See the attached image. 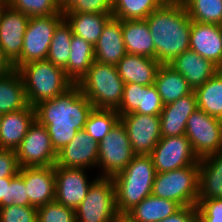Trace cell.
Returning a JSON list of instances; mask_svg holds the SVG:
<instances>
[{"mask_svg":"<svg viewBox=\"0 0 222 222\" xmlns=\"http://www.w3.org/2000/svg\"><path fill=\"white\" fill-rule=\"evenodd\" d=\"M35 119L48 131L56 152L68 145L79 130L85 128L93 110L92 102L74 84L63 94L34 106Z\"/></svg>","mask_w":222,"mask_h":222,"instance_id":"1","label":"cell"},{"mask_svg":"<svg viewBox=\"0 0 222 222\" xmlns=\"http://www.w3.org/2000/svg\"><path fill=\"white\" fill-rule=\"evenodd\" d=\"M155 45V59L169 64L189 50L192 20L181 4H163L145 19Z\"/></svg>","mask_w":222,"mask_h":222,"instance_id":"2","label":"cell"},{"mask_svg":"<svg viewBox=\"0 0 222 222\" xmlns=\"http://www.w3.org/2000/svg\"><path fill=\"white\" fill-rule=\"evenodd\" d=\"M156 173L150 155H134L131 162L112 177L117 211L120 215H126L152 194Z\"/></svg>","mask_w":222,"mask_h":222,"instance_id":"3","label":"cell"},{"mask_svg":"<svg viewBox=\"0 0 222 222\" xmlns=\"http://www.w3.org/2000/svg\"><path fill=\"white\" fill-rule=\"evenodd\" d=\"M18 71L24 82L28 104L33 107L63 94L74 85L63 68L48 60L26 63Z\"/></svg>","mask_w":222,"mask_h":222,"instance_id":"4","label":"cell"},{"mask_svg":"<svg viewBox=\"0 0 222 222\" xmlns=\"http://www.w3.org/2000/svg\"><path fill=\"white\" fill-rule=\"evenodd\" d=\"M124 84L116 65L94 61L77 85L94 108L117 110L122 101Z\"/></svg>","mask_w":222,"mask_h":222,"instance_id":"5","label":"cell"},{"mask_svg":"<svg viewBox=\"0 0 222 222\" xmlns=\"http://www.w3.org/2000/svg\"><path fill=\"white\" fill-rule=\"evenodd\" d=\"M199 185V163L172 171L156 173L152 195L173 200L181 207L196 206Z\"/></svg>","mask_w":222,"mask_h":222,"instance_id":"6","label":"cell"},{"mask_svg":"<svg viewBox=\"0 0 222 222\" xmlns=\"http://www.w3.org/2000/svg\"><path fill=\"white\" fill-rule=\"evenodd\" d=\"M76 222H115L120 216L116 206L112 177H98L85 199L75 209Z\"/></svg>","mask_w":222,"mask_h":222,"instance_id":"7","label":"cell"},{"mask_svg":"<svg viewBox=\"0 0 222 222\" xmlns=\"http://www.w3.org/2000/svg\"><path fill=\"white\" fill-rule=\"evenodd\" d=\"M63 19V14L29 18L21 56L13 64L16 70L26 63L46 60L54 31Z\"/></svg>","mask_w":222,"mask_h":222,"instance_id":"8","label":"cell"},{"mask_svg":"<svg viewBox=\"0 0 222 222\" xmlns=\"http://www.w3.org/2000/svg\"><path fill=\"white\" fill-rule=\"evenodd\" d=\"M185 135L198 159L222 150V120L199 108L188 118Z\"/></svg>","mask_w":222,"mask_h":222,"instance_id":"9","label":"cell"},{"mask_svg":"<svg viewBox=\"0 0 222 222\" xmlns=\"http://www.w3.org/2000/svg\"><path fill=\"white\" fill-rule=\"evenodd\" d=\"M134 155L126 129L119 120L99 143L97 166L103 172L99 177H113L131 162Z\"/></svg>","mask_w":222,"mask_h":222,"instance_id":"10","label":"cell"},{"mask_svg":"<svg viewBox=\"0 0 222 222\" xmlns=\"http://www.w3.org/2000/svg\"><path fill=\"white\" fill-rule=\"evenodd\" d=\"M16 153L20 168L53 166L57 158L46 127L36 119L30 125Z\"/></svg>","mask_w":222,"mask_h":222,"instance_id":"11","label":"cell"},{"mask_svg":"<svg viewBox=\"0 0 222 222\" xmlns=\"http://www.w3.org/2000/svg\"><path fill=\"white\" fill-rule=\"evenodd\" d=\"M135 155H150L162 138L159 115L130 113L120 116Z\"/></svg>","mask_w":222,"mask_h":222,"instance_id":"12","label":"cell"},{"mask_svg":"<svg viewBox=\"0 0 222 222\" xmlns=\"http://www.w3.org/2000/svg\"><path fill=\"white\" fill-rule=\"evenodd\" d=\"M157 173L199 163L186 135L162 137L150 154Z\"/></svg>","mask_w":222,"mask_h":222,"instance_id":"13","label":"cell"},{"mask_svg":"<svg viewBox=\"0 0 222 222\" xmlns=\"http://www.w3.org/2000/svg\"><path fill=\"white\" fill-rule=\"evenodd\" d=\"M29 18L6 3H0V47L12 64L21 56Z\"/></svg>","mask_w":222,"mask_h":222,"instance_id":"14","label":"cell"},{"mask_svg":"<svg viewBox=\"0 0 222 222\" xmlns=\"http://www.w3.org/2000/svg\"><path fill=\"white\" fill-rule=\"evenodd\" d=\"M54 168L55 201L75 210L85 199L96 179L88 182L83 168H65L57 165H54Z\"/></svg>","mask_w":222,"mask_h":222,"instance_id":"15","label":"cell"},{"mask_svg":"<svg viewBox=\"0 0 222 222\" xmlns=\"http://www.w3.org/2000/svg\"><path fill=\"white\" fill-rule=\"evenodd\" d=\"M99 143L83 129L71 142L57 152L55 165L65 168L97 167Z\"/></svg>","mask_w":222,"mask_h":222,"instance_id":"16","label":"cell"},{"mask_svg":"<svg viewBox=\"0 0 222 222\" xmlns=\"http://www.w3.org/2000/svg\"><path fill=\"white\" fill-rule=\"evenodd\" d=\"M164 104L156 86H143L135 83L124 84L121 104L116 112L121 115L138 113L145 115H160Z\"/></svg>","mask_w":222,"mask_h":222,"instance_id":"17","label":"cell"},{"mask_svg":"<svg viewBox=\"0 0 222 222\" xmlns=\"http://www.w3.org/2000/svg\"><path fill=\"white\" fill-rule=\"evenodd\" d=\"M24 178L29 206L36 208L55 200V168L25 167L19 169Z\"/></svg>","mask_w":222,"mask_h":222,"instance_id":"18","label":"cell"},{"mask_svg":"<svg viewBox=\"0 0 222 222\" xmlns=\"http://www.w3.org/2000/svg\"><path fill=\"white\" fill-rule=\"evenodd\" d=\"M189 49L218 66L222 60V27L192 21Z\"/></svg>","mask_w":222,"mask_h":222,"instance_id":"19","label":"cell"},{"mask_svg":"<svg viewBox=\"0 0 222 222\" xmlns=\"http://www.w3.org/2000/svg\"><path fill=\"white\" fill-rule=\"evenodd\" d=\"M168 65L185 78L193 91L218 72L213 62L190 49L175 57Z\"/></svg>","mask_w":222,"mask_h":222,"instance_id":"20","label":"cell"},{"mask_svg":"<svg viewBox=\"0 0 222 222\" xmlns=\"http://www.w3.org/2000/svg\"><path fill=\"white\" fill-rule=\"evenodd\" d=\"M197 109L194 91L173 103L164 105L160 116L161 136L174 137L185 135L187 120Z\"/></svg>","mask_w":222,"mask_h":222,"instance_id":"21","label":"cell"},{"mask_svg":"<svg viewBox=\"0 0 222 222\" xmlns=\"http://www.w3.org/2000/svg\"><path fill=\"white\" fill-rule=\"evenodd\" d=\"M35 120V108L31 105L24 109L2 114L0 122V149L16 150Z\"/></svg>","mask_w":222,"mask_h":222,"instance_id":"22","label":"cell"},{"mask_svg":"<svg viewBox=\"0 0 222 222\" xmlns=\"http://www.w3.org/2000/svg\"><path fill=\"white\" fill-rule=\"evenodd\" d=\"M95 61L117 65L127 54L121 20L112 17L103 28L98 42L94 46Z\"/></svg>","mask_w":222,"mask_h":222,"instance_id":"23","label":"cell"},{"mask_svg":"<svg viewBox=\"0 0 222 222\" xmlns=\"http://www.w3.org/2000/svg\"><path fill=\"white\" fill-rule=\"evenodd\" d=\"M125 84L153 85L161 63L146 56L127 53L116 65Z\"/></svg>","mask_w":222,"mask_h":222,"instance_id":"24","label":"cell"},{"mask_svg":"<svg viewBox=\"0 0 222 222\" xmlns=\"http://www.w3.org/2000/svg\"><path fill=\"white\" fill-rule=\"evenodd\" d=\"M222 198V150L199 159L197 201Z\"/></svg>","mask_w":222,"mask_h":222,"instance_id":"25","label":"cell"},{"mask_svg":"<svg viewBox=\"0 0 222 222\" xmlns=\"http://www.w3.org/2000/svg\"><path fill=\"white\" fill-rule=\"evenodd\" d=\"M127 53L155 59V45L145 19L121 20Z\"/></svg>","mask_w":222,"mask_h":222,"instance_id":"26","label":"cell"},{"mask_svg":"<svg viewBox=\"0 0 222 222\" xmlns=\"http://www.w3.org/2000/svg\"><path fill=\"white\" fill-rule=\"evenodd\" d=\"M64 19L71 26L72 33L93 46L98 42L106 23L112 14L99 13H63Z\"/></svg>","mask_w":222,"mask_h":222,"instance_id":"27","label":"cell"},{"mask_svg":"<svg viewBox=\"0 0 222 222\" xmlns=\"http://www.w3.org/2000/svg\"><path fill=\"white\" fill-rule=\"evenodd\" d=\"M154 85L164 105L173 103L193 92L185 78L168 64H161Z\"/></svg>","mask_w":222,"mask_h":222,"instance_id":"28","label":"cell"},{"mask_svg":"<svg viewBox=\"0 0 222 222\" xmlns=\"http://www.w3.org/2000/svg\"><path fill=\"white\" fill-rule=\"evenodd\" d=\"M180 208L181 206L173 200L162 199L151 194L125 216L132 222H160Z\"/></svg>","mask_w":222,"mask_h":222,"instance_id":"29","label":"cell"},{"mask_svg":"<svg viewBox=\"0 0 222 222\" xmlns=\"http://www.w3.org/2000/svg\"><path fill=\"white\" fill-rule=\"evenodd\" d=\"M29 106L23 79L18 70L0 77V114L18 111Z\"/></svg>","mask_w":222,"mask_h":222,"instance_id":"30","label":"cell"},{"mask_svg":"<svg viewBox=\"0 0 222 222\" xmlns=\"http://www.w3.org/2000/svg\"><path fill=\"white\" fill-rule=\"evenodd\" d=\"M94 61V46L73 34L70 45V57L67 66L64 68L67 77L74 84H78L87 74Z\"/></svg>","mask_w":222,"mask_h":222,"instance_id":"31","label":"cell"},{"mask_svg":"<svg viewBox=\"0 0 222 222\" xmlns=\"http://www.w3.org/2000/svg\"><path fill=\"white\" fill-rule=\"evenodd\" d=\"M197 108L222 120V72H217L201 87L194 90Z\"/></svg>","mask_w":222,"mask_h":222,"instance_id":"32","label":"cell"},{"mask_svg":"<svg viewBox=\"0 0 222 222\" xmlns=\"http://www.w3.org/2000/svg\"><path fill=\"white\" fill-rule=\"evenodd\" d=\"M163 4L162 0H112V16L120 20L146 19Z\"/></svg>","mask_w":222,"mask_h":222,"instance_id":"33","label":"cell"},{"mask_svg":"<svg viewBox=\"0 0 222 222\" xmlns=\"http://www.w3.org/2000/svg\"><path fill=\"white\" fill-rule=\"evenodd\" d=\"M72 35L71 26L63 19L54 31L46 60L64 69L70 57Z\"/></svg>","mask_w":222,"mask_h":222,"instance_id":"34","label":"cell"},{"mask_svg":"<svg viewBox=\"0 0 222 222\" xmlns=\"http://www.w3.org/2000/svg\"><path fill=\"white\" fill-rule=\"evenodd\" d=\"M119 120L120 116L116 110L93 108L84 130L94 141L100 143Z\"/></svg>","mask_w":222,"mask_h":222,"instance_id":"35","label":"cell"},{"mask_svg":"<svg viewBox=\"0 0 222 222\" xmlns=\"http://www.w3.org/2000/svg\"><path fill=\"white\" fill-rule=\"evenodd\" d=\"M183 6L192 21L216 25L222 22V0H187Z\"/></svg>","mask_w":222,"mask_h":222,"instance_id":"36","label":"cell"},{"mask_svg":"<svg viewBox=\"0 0 222 222\" xmlns=\"http://www.w3.org/2000/svg\"><path fill=\"white\" fill-rule=\"evenodd\" d=\"M5 3L28 17L63 14L62 3L59 0H6Z\"/></svg>","mask_w":222,"mask_h":222,"instance_id":"37","label":"cell"},{"mask_svg":"<svg viewBox=\"0 0 222 222\" xmlns=\"http://www.w3.org/2000/svg\"><path fill=\"white\" fill-rule=\"evenodd\" d=\"M37 222H76L75 210L54 200L37 208Z\"/></svg>","mask_w":222,"mask_h":222,"instance_id":"38","label":"cell"},{"mask_svg":"<svg viewBox=\"0 0 222 222\" xmlns=\"http://www.w3.org/2000/svg\"><path fill=\"white\" fill-rule=\"evenodd\" d=\"M62 12L112 14V0H65Z\"/></svg>","mask_w":222,"mask_h":222,"instance_id":"39","label":"cell"},{"mask_svg":"<svg viewBox=\"0 0 222 222\" xmlns=\"http://www.w3.org/2000/svg\"><path fill=\"white\" fill-rule=\"evenodd\" d=\"M0 222H37L34 206L10 205L0 208Z\"/></svg>","mask_w":222,"mask_h":222,"instance_id":"40","label":"cell"},{"mask_svg":"<svg viewBox=\"0 0 222 222\" xmlns=\"http://www.w3.org/2000/svg\"><path fill=\"white\" fill-rule=\"evenodd\" d=\"M196 209L200 222H222V198L197 201Z\"/></svg>","mask_w":222,"mask_h":222,"instance_id":"41","label":"cell"},{"mask_svg":"<svg viewBox=\"0 0 222 222\" xmlns=\"http://www.w3.org/2000/svg\"><path fill=\"white\" fill-rule=\"evenodd\" d=\"M29 206L24 178L18 173L9 184V206Z\"/></svg>","mask_w":222,"mask_h":222,"instance_id":"42","label":"cell"},{"mask_svg":"<svg viewBox=\"0 0 222 222\" xmlns=\"http://www.w3.org/2000/svg\"><path fill=\"white\" fill-rule=\"evenodd\" d=\"M16 150L0 149V179L4 177H15L19 173Z\"/></svg>","mask_w":222,"mask_h":222,"instance_id":"43","label":"cell"},{"mask_svg":"<svg viewBox=\"0 0 222 222\" xmlns=\"http://www.w3.org/2000/svg\"><path fill=\"white\" fill-rule=\"evenodd\" d=\"M198 219L196 206H183L173 215L160 222H196Z\"/></svg>","mask_w":222,"mask_h":222,"instance_id":"44","label":"cell"},{"mask_svg":"<svg viewBox=\"0 0 222 222\" xmlns=\"http://www.w3.org/2000/svg\"><path fill=\"white\" fill-rule=\"evenodd\" d=\"M14 177L0 179V208L9 206V184Z\"/></svg>","mask_w":222,"mask_h":222,"instance_id":"45","label":"cell"},{"mask_svg":"<svg viewBox=\"0 0 222 222\" xmlns=\"http://www.w3.org/2000/svg\"><path fill=\"white\" fill-rule=\"evenodd\" d=\"M14 69V65L4 55V52L0 47V77L9 74Z\"/></svg>","mask_w":222,"mask_h":222,"instance_id":"46","label":"cell"},{"mask_svg":"<svg viewBox=\"0 0 222 222\" xmlns=\"http://www.w3.org/2000/svg\"><path fill=\"white\" fill-rule=\"evenodd\" d=\"M187 0H162L164 4H181L183 5Z\"/></svg>","mask_w":222,"mask_h":222,"instance_id":"47","label":"cell"},{"mask_svg":"<svg viewBox=\"0 0 222 222\" xmlns=\"http://www.w3.org/2000/svg\"><path fill=\"white\" fill-rule=\"evenodd\" d=\"M115 222H132L128 217L125 215H120Z\"/></svg>","mask_w":222,"mask_h":222,"instance_id":"48","label":"cell"},{"mask_svg":"<svg viewBox=\"0 0 222 222\" xmlns=\"http://www.w3.org/2000/svg\"><path fill=\"white\" fill-rule=\"evenodd\" d=\"M218 68V72H222V60L220 62V64L217 66Z\"/></svg>","mask_w":222,"mask_h":222,"instance_id":"49","label":"cell"},{"mask_svg":"<svg viewBox=\"0 0 222 222\" xmlns=\"http://www.w3.org/2000/svg\"><path fill=\"white\" fill-rule=\"evenodd\" d=\"M6 0H0V3H5Z\"/></svg>","mask_w":222,"mask_h":222,"instance_id":"50","label":"cell"}]
</instances>
